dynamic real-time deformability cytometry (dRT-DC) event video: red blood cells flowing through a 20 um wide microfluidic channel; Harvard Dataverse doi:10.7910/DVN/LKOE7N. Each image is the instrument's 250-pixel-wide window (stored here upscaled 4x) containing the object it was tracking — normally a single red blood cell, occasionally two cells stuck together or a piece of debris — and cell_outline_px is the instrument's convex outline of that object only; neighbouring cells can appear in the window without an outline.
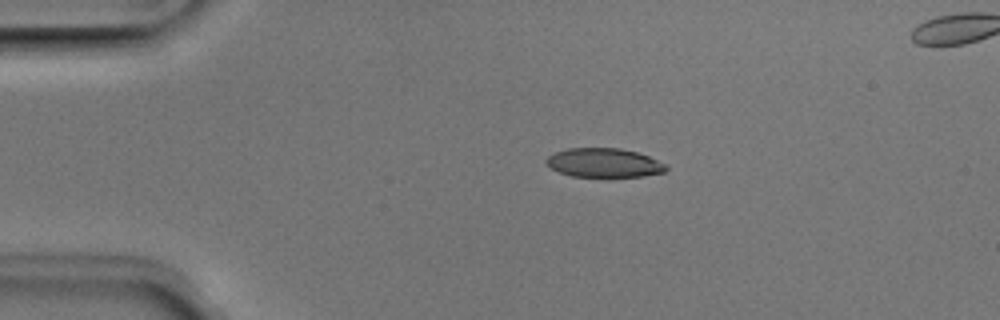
{"species": "Egyptian fruit bat (a non-hibernating species)", "species_latin": "Rousettus aegyptiacus", "temperature_condition": "room temperature", "stored_images_in_passage": 41, "camera_frame_rate_fps": 3000, "um_per_image_px": 0.085, "animal": {"sex": "male"}, "frame": {"image": 1, "passage_image": 1, "time_ms": 0.0, "image_size_px": [1000, 320], "cell_outline_px": [[668, 168], [664, 172], [644, 176], [608, 180], [572, 176], [560, 172], [544, 164], [544, 160], [548, 156], [556, 152], [568, 148], [620, 148], [636, 152], [648, 156], [668, 164]], "centroid_in_image_um": [51.36, 13.89], "position_along_channel_um": 33.6, "area_um2": 21.27}}
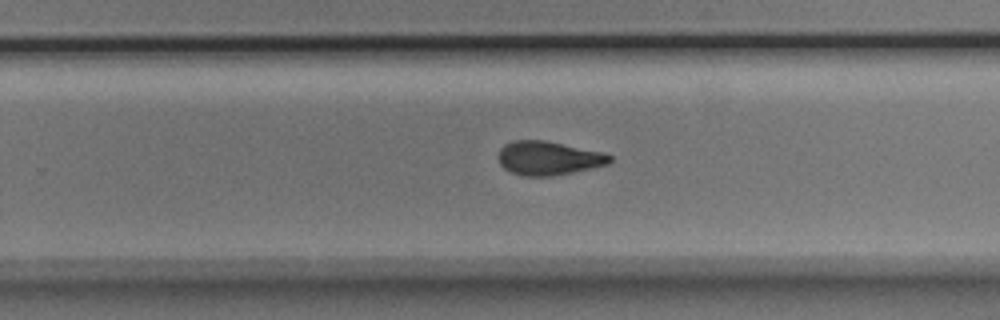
{"frame": {"image": 2, "passage_image": 23, "time_ms": 7.333, "image_size_px": [1000, 320], "cell_outline_px": [[612, 160], [608, 164], [592, 168], [552, 176], [524, 176], [512, 172], [504, 168], [500, 164], [496, 156], [500, 148], [504, 144], [516, 140], [544, 140], [600, 152], [612, 156]], "centroid_in_image_um": [46.57, 13.44], "position_along_channel_um": 283.2, "area_um2": 21.85}}
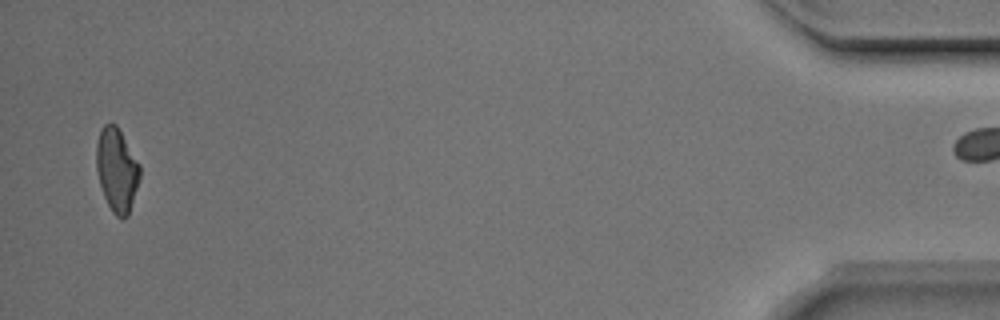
{"frame": {"image": 3, "passage_image": 40, "time_ms": 13.0, "image_size_px": [1000, 320], "cell_outline_px": [[140, 180], [128, 216], [124, 220], [120, 220], [112, 212], [104, 196], [100, 184], [96, 168], [96, 144], [100, 128], [104, 124], [116, 124], [140, 164]], "centroid_in_image_um": [9.93, 14.46], "position_along_channel_um": 425.3, "area_um2": 21.39}, "authors_computed_cell_mechanics": {"area_um2": 21.7906, "velocity_mm_per_s": 4.0104, "shape_relaxation_time_tau1_ms": 5.9268, "shape_relaxation_time_tau2_ms": 2.2714, "deformation_change_tau1": 0.1715, "deformation_change_tau2": 0.0812}}